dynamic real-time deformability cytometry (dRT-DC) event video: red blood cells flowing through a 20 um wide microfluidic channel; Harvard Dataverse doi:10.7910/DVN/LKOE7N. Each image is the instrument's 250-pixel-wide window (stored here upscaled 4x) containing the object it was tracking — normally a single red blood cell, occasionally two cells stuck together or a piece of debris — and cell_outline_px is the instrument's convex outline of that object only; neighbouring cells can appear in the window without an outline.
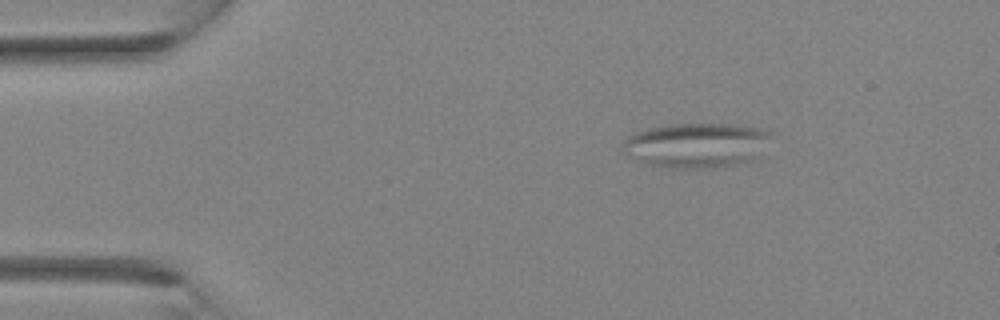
{"species": "Egyptian fruit bat (a non-hibernating species)", "species_latin": "Rousettus aegyptiacus", "temperature_condition": "room temperature", "stored_images_in_passage": 3, "camera_frame_rate_fps": 3000, "um_per_image_px": 0.085, "animal": {"sex": "female"}, "frame": {"image": 1, "passage_image": 2, "time_ms": 0.333, "image_size_px": [1000, 320], "cell_outline_px": [[772, 136], [764, 160], [744, 164], [712, 168], [676, 168], [644, 164], [628, 156], [620, 148], [624, 140], [628, 136], [636, 132], [648, 128], [668, 124], [732, 124], [768, 128], [772, 132]], "centroid_in_image_um": [59.36, 12.36], "position_along_channel_um": 25.6, "area_um2": 40.46}}